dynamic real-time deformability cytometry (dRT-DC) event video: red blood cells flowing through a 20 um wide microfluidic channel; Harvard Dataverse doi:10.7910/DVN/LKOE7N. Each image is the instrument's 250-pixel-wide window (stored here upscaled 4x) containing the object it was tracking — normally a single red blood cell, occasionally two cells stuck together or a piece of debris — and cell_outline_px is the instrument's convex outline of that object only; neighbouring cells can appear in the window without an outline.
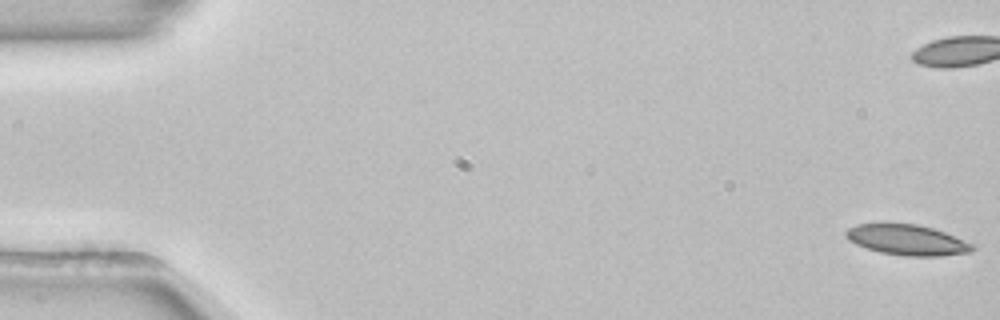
{"species": "common noctule bat (a hibernating species)", "species_latin": "Nyctalus noctula", "temperature_condition": "room temperature", "stored_images_in_passage": 54, "camera_frame_rate_fps": 3000, "um_per_image_px": 0.085, "animal": {"sex": "female", "body_mass_g": 22.7, "forearm_length_mm": 54.2}, "frame": {"image": 1, "passage_image": 1, "time_ms": 0.0, "image_size_px": [1000, 320], "cell_outline_px": [[976, 248], [972, 252], [940, 256], [904, 256], [880, 252], [856, 244], [848, 240], [844, 232], [848, 228], [856, 224], [916, 224], [932, 228], [944, 232], [972, 244]], "centroid_in_image_um": [77.1, 20.4], "position_along_channel_um": 7.9, "area_um2": 22.25}, "authors_computed_cell_mechanics": {"area_um2": 22.5998, "velocity_mm_per_s": 3.8631, "shape_relaxation_time_tau1_ms": 11.0879, "shape_relaxation_time_tau2_ms": 6.5763, "deformation_change_tau1": 0.1855, "deformation_change_tau2": 0.1408}}